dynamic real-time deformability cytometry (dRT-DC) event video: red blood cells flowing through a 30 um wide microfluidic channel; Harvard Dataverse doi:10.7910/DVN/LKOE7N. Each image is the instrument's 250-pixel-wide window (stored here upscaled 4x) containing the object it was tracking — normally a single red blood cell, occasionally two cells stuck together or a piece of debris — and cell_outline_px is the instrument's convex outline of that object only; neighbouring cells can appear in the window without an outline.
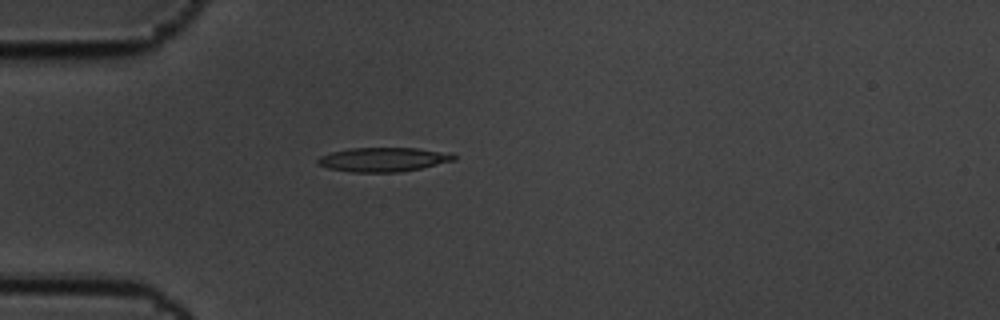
{"species": "common noctule bat (a hibernating species)", "species_latin": "Nyctalus noctula", "temperature_condition": "cold", "stored_images_in_passage": 4, "camera_frame_rate_fps": 3000, "um_per_image_px": 0.085, "animal": {"sex": "male", "body_mass_g": 19.5, "forearm_length_mm": 54.6}, "frame": {"image": 1, "passage_image": 4, "time_ms": 1.0, "image_size_px": [1000, 320], "cell_outline_px": [[456, 160], [420, 168], [396, 172], [352, 172], [328, 168], [320, 164], [316, 160], [320, 156], [332, 152], [352, 148], [416, 148], [452, 152], [456, 156]], "centroid_in_image_um": [32.63, 13.55], "position_along_channel_um": 52.4, "area_um2": 19.07}}